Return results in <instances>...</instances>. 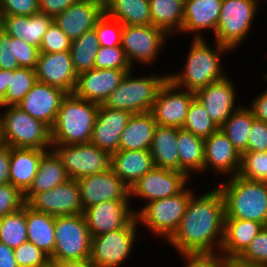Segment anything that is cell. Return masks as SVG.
I'll return each mask as SVG.
<instances>
[{
  "mask_svg": "<svg viewBox=\"0 0 267 267\" xmlns=\"http://www.w3.org/2000/svg\"><path fill=\"white\" fill-rule=\"evenodd\" d=\"M185 0H149L152 25L165 31L169 36L183 28Z\"/></svg>",
  "mask_w": 267,
  "mask_h": 267,
  "instance_id": "d590c367",
  "label": "cell"
},
{
  "mask_svg": "<svg viewBox=\"0 0 267 267\" xmlns=\"http://www.w3.org/2000/svg\"><path fill=\"white\" fill-rule=\"evenodd\" d=\"M18 267H50V257L30 241L14 249Z\"/></svg>",
  "mask_w": 267,
  "mask_h": 267,
  "instance_id": "f6af8a7d",
  "label": "cell"
},
{
  "mask_svg": "<svg viewBox=\"0 0 267 267\" xmlns=\"http://www.w3.org/2000/svg\"><path fill=\"white\" fill-rule=\"evenodd\" d=\"M34 211L54 217L82 214L79 185L77 180L69 179L52 190L35 194L27 203Z\"/></svg>",
  "mask_w": 267,
  "mask_h": 267,
  "instance_id": "9a60e30c",
  "label": "cell"
},
{
  "mask_svg": "<svg viewBox=\"0 0 267 267\" xmlns=\"http://www.w3.org/2000/svg\"><path fill=\"white\" fill-rule=\"evenodd\" d=\"M70 179L105 172L110 169L111 155L91 143L76 145H52Z\"/></svg>",
  "mask_w": 267,
  "mask_h": 267,
  "instance_id": "7c38bea8",
  "label": "cell"
},
{
  "mask_svg": "<svg viewBox=\"0 0 267 267\" xmlns=\"http://www.w3.org/2000/svg\"><path fill=\"white\" fill-rule=\"evenodd\" d=\"M191 180L184 172L153 167L130 187V198H143L146 205L180 193Z\"/></svg>",
  "mask_w": 267,
  "mask_h": 267,
  "instance_id": "4fadbf2b",
  "label": "cell"
},
{
  "mask_svg": "<svg viewBox=\"0 0 267 267\" xmlns=\"http://www.w3.org/2000/svg\"><path fill=\"white\" fill-rule=\"evenodd\" d=\"M67 94L61 88L37 81L17 107L51 129Z\"/></svg>",
  "mask_w": 267,
  "mask_h": 267,
  "instance_id": "44dd1931",
  "label": "cell"
},
{
  "mask_svg": "<svg viewBox=\"0 0 267 267\" xmlns=\"http://www.w3.org/2000/svg\"><path fill=\"white\" fill-rule=\"evenodd\" d=\"M133 69L128 71L119 86L102 104L110 109L126 110L132 114L150 112L156 100L159 88L168 79V73L159 76H133Z\"/></svg>",
  "mask_w": 267,
  "mask_h": 267,
  "instance_id": "8992f818",
  "label": "cell"
},
{
  "mask_svg": "<svg viewBox=\"0 0 267 267\" xmlns=\"http://www.w3.org/2000/svg\"><path fill=\"white\" fill-rule=\"evenodd\" d=\"M11 147L5 144L0 146V185L9 183Z\"/></svg>",
  "mask_w": 267,
  "mask_h": 267,
  "instance_id": "6f0895ef",
  "label": "cell"
},
{
  "mask_svg": "<svg viewBox=\"0 0 267 267\" xmlns=\"http://www.w3.org/2000/svg\"><path fill=\"white\" fill-rule=\"evenodd\" d=\"M195 93L175 86L169 79L159 88L151 113L157 125L182 128Z\"/></svg>",
  "mask_w": 267,
  "mask_h": 267,
  "instance_id": "5bb4252c",
  "label": "cell"
},
{
  "mask_svg": "<svg viewBox=\"0 0 267 267\" xmlns=\"http://www.w3.org/2000/svg\"><path fill=\"white\" fill-rule=\"evenodd\" d=\"M243 261L267 266V226L254 237L239 256Z\"/></svg>",
  "mask_w": 267,
  "mask_h": 267,
  "instance_id": "c3c4849f",
  "label": "cell"
},
{
  "mask_svg": "<svg viewBox=\"0 0 267 267\" xmlns=\"http://www.w3.org/2000/svg\"><path fill=\"white\" fill-rule=\"evenodd\" d=\"M99 104L67 94L51 128L52 145L90 143Z\"/></svg>",
  "mask_w": 267,
  "mask_h": 267,
  "instance_id": "277c9868",
  "label": "cell"
},
{
  "mask_svg": "<svg viewBox=\"0 0 267 267\" xmlns=\"http://www.w3.org/2000/svg\"><path fill=\"white\" fill-rule=\"evenodd\" d=\"M229 77L226 76L195 92V98L205 107L210 118L219 128L241 106V103H235L238 102L237 89L234 81Z\"/></svg>",
  "mask_w": 267,
  "mask_h": 267,
  "instance_id": "ac0fdd59",
  "label": "cell"
},
{
  "mask_svg": "<svg viewBox=\"0 0 267 267\" xmlns=\"http://www.w3.org/2000/svg\"><path fill=\"white\" fill-rule=\"evenodd\" d=\"M24 193L13 184L0 185V218L19 211L24 205Z\"/></svg>",
  "mask_w": 267,
  "mask_h": 267,
  "instance_id": "7dc6e473",
  "label": "cell"
},
{
  "mask_svg": "<svg viewBox=\"0 0 267 267\" xmlns=\"http://www.w3.org/2000/svg\"><path fill=\"white\" fill-rule=\"evenodd\" d=\"M132 69H90L79 73L73 94L87 101L103 104Z\"/></svg>",
  "mask_w": 267,
  "mask_h": 267,
  "instance_id": "ffe728a7",
  "label": "cell"
},
{
  "mask_svg": "<svg viewBox=\"0 0 267 267\" xmlns=\"http://www.w3.org/2000/svg\"><path fill=\"white\" fill-rule=\"evenodd\" d=\"M80 0H39L40 12L55 17Z\"/></svg>",
  "mask_w": 267,
  "mask_h": 267,
  "instance_id": "11a10c76",
  "label": "cell"
},
{
  "mask_svg": "<svg viewBox=\"0 0 267 267\" xmlns=\"http://www.w3.org/2000/svg\"><path fill=\"white\" fill-rule=\"evenodd\" d=\"M225 206L216 186L191 196L184 216L166 242L179 254H220L224 237Z\"/></svg>",
  "mask_w": 267,
  "mask_h": 267,
  "instance_id": "6da1fadb",
  "label": "cell"
},
{
  "mask_svg": "<svg viewBox=\"0 0 267 267\" xmlns=\"http://www.w3.org/2000/svg\"><path fill=\"white\" fill-rule=\"evenodd\" d=\"M219 267H267L241 260L239 257L220 256Z\"/></svg>",
  "mask_w": 267,
  "mask_h": 267,
  "instance_id": "91938a15",
  "label": "cell"
},
{
  "mask_svg": "<svg viewBox=\"0 0 267 267\" xmlns=\"http://www.w3.org/2000/svg\"><path fill=\"white\" fill-rule=\"evenodd\" d=\"M169 35L153 25H123L121 46L131 67L154 65Z\"/></svg>",
  "mask_w": 267,
  "mask_h": 267,
  "instance_id": "8fae6325",
  "label": "cell"
},
{
  "mask_svg": "<svg viewBox=\"0 0 267 267\" xmlns=\"http://www.w3.org/2000/svg\"><path fill=\"white\" fill-rule=\"evenodd\" d=\"M194 193V189L185 187L174 196L149 202L134 210L139 225H145L152 235L167 242L176 232Z\"/></svg>",
  "mask_w": 267,
  "mask_h": 267,
  "instance_id": "52a82bcc",
  "label": "cell"
},
{
  "mask_svg": "<svg viewBox=\"0 0 267 267\" xmlns=\"http://www.w3.org/2000/svg\"><path fill=\"white\" fill-rule=\"evenodd\" d=\"M94 30L100 47L119 46L122 43L123 24L105 13L96 21Z\"/></svg>",
  "mask_w": 267,
  "mask_h": 267,
  "instance_id": "7bdbcfd3",
  "label": "cell"
},
{
  "mask_svg": "<svg viewBox=\"0 0 267 267\" xmlns=\"http://www.w3.org/2000/svg\"><path fill=\"white\" fill-rule=\"evenodd\" d=\"M69 179L62 160L56 152L53 149L47 151L42 156L38 172L32 185L24 193L25 203H27L35 194L52 190L54 187L59 186Z\"/></svg>",
  "mask_w": 267,
  "mask_h": 267,
  "instance_id": "4dcf8cb0",
  "label": "cell"
},
{
  "mask_svg": "<svg viewBox=\"0 0 267 267\" xmlns=\"http://www.w3.org/2000/svg\"><path fill=\"white\" fill-rule=\"evenodd\" d=\"M157 123L151 112L132 114L119 141V150H150Z\"/></svg>",
  "mask_w": 267,
  "mask_h": 267,
  "instance_id": "f546056e",
  "label": "cell"
},
{
  "mask_svg": "<svg viewBox=\"0 0 267 267\" xmlns=\"http://www.w3.org/2000/svg\"><path fill=\"white\" fill-rule=\"evenodd\" d=\"M182 129L205 139L217 131L219 127L210 118L205 107L194 98L189 105L187 118Z\"/></svg>",
  "mask_w": 267,
  "mask_h": 267,
  "instance_id": "60d3db41",
  "label": "cell"
},
{
  "mask_svg": "<svg viewBox=\"0 0 267 267\" xmlns=\"http://www.w3.org/2000/svg\"><path fill=\"white\" fill-rule=\"evenodd\" d=\"M262 0H223L215 41L231 51L249 39L253 21Z\"/></svg>",
  "mask_w": 267,
  "mask_h": 267,
  "instance_id": "ba28073f",
  "label": "cell"
},
{
  "mask_svg": "<svg viewBox=\"0 0 267 267\" xmlns=\"http://www.w3.org/2000/svg\"><path fill=\"white\" fill-rule=\"evenodd\" d=\"M0 108V111L3 109L0 113L3 144L15 148L52 149L51 129L45 123L17 106Z\"/></svg>",
  "mask_w": 267,
  "mask_h": 267,
  "instance_id": "5b68a950",
  "label": "cell"
},
{
  "mask_svg": "<svg viewBox=\"0 0 267 267\" xmlns=\"http://www.w3.org/2000/svg\"><path fill=\"white\" fill-rule=\"evenodd\" d=\"M204 150V172L212 169L213 173L218 176L238 175L241 154L220 128L204 139Z\"/></svg>",
  "mask_w": 267,
  "mask_h": 267,
  "instance_id": "7402d4cb",
  "label": "cell"
},
{
  "mask_svg": "<svg viewBox=\"0 0 267 267\" xmlns=\"http://www.w3.org/2000/svg\"><path fill=\"white\" fill-rule=\"evenodd\" d=\"M104 13V0H80L53 18V21L71 40L94 29Z\"/></svg>",
  "mask_w": 267,
  "mask_h": 267,
  "instance_id": "603a6c76",
  "label": "cell"
},
{
  "mask_svg": "<svg viewBox=\"0 0 267 267\" xmlns=\"http://www.w3.org/2000/svg\"><path fill=\"white\" fill-rule=\"evenodd\" d=\"M3 31L15 38H22L28 44L40 47L43 36L53 22V17L42 12L31 16L1 15Z\"/></svg>",
  "mask_w": 267,
  "mask_h": 267,
  "instance_id": "484cf974",
  "label": "cell"
},
{
  "mask_svg": "<svg viewBox=\"0 0 267 267\" xmlns=\"http://www.w3.org/2000/svg\"><path fill=\"white\" fill-rule=\"evenodd\" d=\"M153 167L150 150H118L111 154V170L129 188Z\"/></svg>",
  "mask_w": 267,
  "mask_h": 267,
  "instance_id": "4316f807",
  "label": "cell"
},
{
  "mask_svg": "<svg viewBox=\"0 0 267 267\" xmlns=\"http://www.w3.org/2000/svg\"><path fill=\"white\" fill-rule=\"evenodd\" d=\"M51 267H98L89 259L86 260H50Z\"/></svg>",
  "mask_w": 267,
  "mask_h": 267,
  "instance_id": "94428289",
  "label": "cell"
},
{
  "mask_svg": "<svg viewBox=\"0 0 267 267\" xmlns=\"http://www.w3.org/2000/svg\"><path fill=\"white\" fill-rule=\"evenodd\" d=\"M104 13L123 25H152L149 0H104Z\"/></svg>",
  "mask_w": 267,
  "mask_h": 267,
  "instance_id": "e575fe53",
  "label": "cell"
},
{
  "mask_svg": "<svg viewBox=\"0 0 267 267\" xmlns=\"http://www.w3.org/2000/svg\"><path fill=\"white\" fill-rule=\"evenodd\" d=\"M10 43L11 36L2 31L0 34V69L15 70L19 68Z\"/></svg>",
  "mask_w": 267,
  "mask_h": 267,
  "instance_id": "f5cc1de1",
  "label": "cell"
},
{
  "mask_svg": "<svg viewBox=\"0 0 267 267\" xmlns=\"http://www.w3.org/2000/svg\"><path fill=\"white\" fill-rule=\"evenodd\" d=\"M37 82L36 72L30 68L19 67L9 70V86L0 107L17 106Z\"/></svg>",
  "mask_w": 267,
  "mask_h": 267,
  "instance_id": "f35d334b",
  "label": "cell"
},
{
  "mask_svg": "<svg viewBox=\"0 0 267 267\" xmlns=\"http://www.w3.org/2000/svg\"><path fill=\"white\" fill-rule=\"evenodd\" d=\"M249 104L248 107L252 110L254 117L267 123V89Z\"/></svg>",
  "mask_w": 267,
  "mask_h": 267,
  "instance_id": "9f6ffc18",
  "label": "cell"
},
{
  "mask_svg": "<svg viewBox=\"0 0 267 267\" xmlns=\"http://www.w3.org/2000/svg\"><path fill=\"white\" fill-rule=\"evenodd\" d=\"M254 118L252 110L248 106L242 105L220 127L221 131L228 137L240 154L247 151Z\"/></svg>",
  "mask_w": 267,
  "mask_h": 267,
  "instance_id": "8d00e7d4",
  "label": "cell"
},
{
  "mask_svg": "<svg viewBox=\"0 0 267 267\" xmlns=\"http://www.w3.org/2000/svg\"><path fill=\"white\" fill-rule=\"evenodd\" d=\"M135 216L124 228L92 237L90 260L98 267H119L130 257L138 236Z\"/></svg>",
  "mask_w": 267,
  "mask_h": 267,
  "instance_id": "30bf717a",
  "label": "cell"
},
{
  "mask_svg": "<svg viewBox=\"0 0 267 267\" xmlns=\"http://www.w3.org/2000/svg\"><path fill=\"white\" fill-rule=\"evenodd\" d=\"M55 248L50 260H86L92 236L84 214L55 217Z\"/></svg>",
  "mask_w": 267,
  "mask_h": 267,
  "instance_id": "9c48e42d",
  "label": "cell"
},
{
  "mask_svg": "<svg viewBox=\"0 0 267 267\" xmlns=\"http://www.w3.org/2000/svg\"><path fill=\"white\" fill-rule=\"evenodd\" d=\"M9 86V70L0 69V101L5 97Z\"/></svg>",
  "mask_w": 267,
  "mask_h": 267,
  "instance_id": "6125c7cd",
  "label": "cell"
},
{
  "mask_svg": "<svg viewBox=\"0 0 267 267\" xmlns=\"http://www.w3.org/2000/svg\"><path fill=\"white\" fill-rule=\"evenodd\" d=\"M27 241L45 252L50 258L55 248V217L34 211L26 204Z\"/></svg>",
  "mask_w": 267,
  "mask_h": 267,
  "instance_id": "836d02e7",
  "label": "cell"
},
{
  "mask_svg": "<svg viewBox=\"0 0 267 267\" xmlns=\"http://www.w3.org/2000/svg\"><path fill=\"white\" fill-rule=\"evenodd\" d=\"M3 31V24H2V18L0 16V34L2 33Z\"/></svg>",
  "mask_w": 267,
  "mask_h": 267,
  "instance_id": "be15d7a7",
  "label": "cell"
},
{
  "mask_svg": "<svg viewBox=\"0 0 267 267\" xmlns=\"http://www.w3.org/2000/svg\"><path fill=\"white\" fill-rule=\"evenodd\" d=\"M27 241L26 204L0 218V242L15 249Z\"/></svg>",
  "mask_w": 267,
  "mask_h": 267,
  "instance_id": "ab89813d",
  "label": "cell"
},
{
  "mask_svg": "<svg viewBox=\"0 0 267 267\" xmlns=\"http://www.w3.org/2000/svg\"><path fill=\"white\" fill-rule=\"evenodd\" d=\"M238 175L242 178L267 182V152H248L241 154Z\"/></svg>",
  "mask_w": 267,
  "mask_h": 267,
  "instance_id": "b9f144b4",
  "label": "cell"
},
{
  "mask_svg": "<svg viewBox=\"0 0 267 267\" xmlns=\"http://www.w3.org/2000/svg\"><path fill=\"white\" fill-rule=\"evenodd\" d=\"M82 208L111 200H133L130 188L111 170L77 180Z\"/></svg>",
  "mask_w": 267,
  "mask_h": 267,
  "instance_id": "2e32d148",
  "label": "cell"
},
{
  "mask_svg": "<svg viewBox=\"0 0 267 267\" xmlns=\"http://www.w3.org/2000/svg\"><path fill=\"white\" fill-rule=\"evenodd\" d=\"M178 128L157 125L150 148L154 167L179 171Z\"/></svg>",
  "mask_w": 267,
  "mask_h": 267,
  "instance_id": "d6a6232c",
  "label": "cell"
},
{
  "mask_svg": "<svg viewBox=\"0 0 267 267\" xmlns=\"http://www.w3.org/2000/svg\"><path fill=\"white\" fill-rule=\"evenodd\" d=\"M132 113L99 105L90 143L110 155L119 150L120 136Z\"/></svg>",
  "mask_w": 267,
  "mask_h": 267,
  "instance_id": "cb8c5ba5",
  "label": "cell"
},
{
  "mask_svg": "<svg viewBox=\"0 0 267 267\" xmlns=\"http://www.w3.org/2000/svg\"><path fill=\"white\" fill-rule=\"evenodd\" d=\"M248 152H267V123L254 118L248 139Z\"/></svg>",
  "mask_w": 267,
  "mask_h": 267,
  "instance_id": "816d5d0a",
  "label": "cell"
},
{
  "mask_svg": "<svg viewBox=\"0 0 267 267\" xmlns=\"http://www.w3.org/2000/svg\"><path fill=\"white\" fill-rule=\"evenodd\" d=\"M130 201L111 200L86 208L83 214L91 236L124 228L136 216Z\"/></svg>",
  "mask_w": 267,
  "mask_h": 267,
  "instance_id": "e0dca14e",
  "label": "cell"
},
{
  "mask_svg": "<svg viewBox=\"0 0 267 267\" xmlns=\"http://www.w3.org/2000/svg\"><path fill=\"white\" fill-rule=\"evenodd\" d=\"M99 47V40L94 29L71 41L70 53L77 74L94 68Z\"/></svg>",
  "mask_w": 267,
  "mask_h": 267,
  "instance_id": "74e56055",
  "label": "cell"
},
{
  "mask_svg": "<svg viewBox=\"0 0 267 267\" xmlns=\"http://www.w3.org/2000/svg\"><path fill=\"white\" fill-rule=\"evenodd\" d=\"M3 144L2 136H1V121H0V146Z\"/></svg>",
  "mask_w": 267,
  "mask_h": 267,
  "instance_id": "e7e4bbea",
  "label": "cell"
},
{
  "mask_svg": "<svg viewBox=\"0 0 267 267\" xmlns=\"http://www.w3.org/2000/svg\"><path fill=\"white\" fill-rule=\"evenodd\" d=\"M71 40L53 21L43 36L42 43L39 47L40 52L57 53L70 51Z\"/></svg>",
  "mask_w": 267,
  "mask_h": 267,
  "instance_id": "bcb514c9",
  "label": "cell"
},
{
  "mask_svg": "<svg viewBox=\"0 0 267 267\" xmlns=\"http://www.w3.org/2000/svg\"><path fill=\"white\" fill-rule=\"evenodd\" d=\"M39 11V0H0V16H31Z\"/></svg>",
  "mask_w": 267,
  "mask_h": 267,
  "instance_id": "f907efd6",
  "label": "cell"
},
{
  "mask_svg": "<svg viewBox=\"0 0 267 267\" xmlns=\"http://www.w3.org/2000/svg\"><path fill=\"white\" fill-rule=\"evenodd\" d=\"M45 150L11 147L9 180L22 193L32 185Z\"/></svg>",
  "mask_w": 267,
  "mask_h": 267,
  "instance_id": "83f0119b",
  "label": "cell"
},
{
  "mask_svg": "<svg viewBox=\"0 0 267 267\" xmlns=\"http://www.w3.org/2000/svg\"><path fill=\"white\" fill-rule=\"evenodd\" d=\"M95 69H133L121 45L99 47L94 63Z\"/></svg>",
  "mask_w": 267,
  "mask_h": 267,
  "instance_id": "ee69618b",
  "label": "cell"
},
{
  "mask_svg": "<svg viewBox=\"0 0 267 267\" xmlns=\"http://www.w3.org/2000/svg\"><path fill=\"white\" fill-rule=\"evenodd\" d=\"M177 146L179 152V172H184L190 179L193 175L199 174L198 176H200L203 174L205 157L204 139L182 128H178Z\"/></svg>",
  "mask_w": 267,
  "mask_h": 267,
  "instance_id": "1f68e13d",
  "label": "cell"
},
{
  "mask_svg": "<svg viewBox=\"0 0 267 267\" xmlns=\"http://www.w3.org/2000/svg\"><path fill=\"white\" fill-rule=\"evenodd\" d=\"M35 72L37 81L73 94L78 74L74 68L70 51L40 52Z\"/></svg>",
  "mask_w": 267,
  "mask_h": 267,
  "instance_id": "d6986e66",
  "label": "cell"
},
{
  "mask_svg": "<svg viewBox=\"0 0 267 267\" xmlns=\"http://www.w3.org/2000/svg\"><path fill=\"white\" fill-rule=\"evenodd\" d=\"M205 40L207 39H192L189 53L186 55L185 67L180 70L181 72L168 73V79L175 86L195 93L227 76L223 71L225 69L220 57L231 50L216 41L214 50Z\"/></svg>",
  "mask_w": 267,
  "mask_h": 267,
  "instance_id": "7a4b0ae2",
  "label": "cell"
},
{
  "mask_svg": "<svg viewBox=\"0 0 267 267\" xmlns=\"http://www.w3.org/2000/svg\"><path fill=\"white\" fill-rule=\"evenodd\" d=\"M13 55L16 57L19 67L35 70L39 58V48L28 44L22 38L11 37Z\"/></svg>",
  "mask_w": 267,
  "mask_h": 267,
  "instance_id": "681fc988",
  "label": "cell"
},
{
  "mask_svg": "<svg viewBox=\"0 0 267 267\" xmlns=\"http://www.w3.org/2000/svg\"><path fill=\"white\" fill-rule=\"evenodd\" d=\"M264 225L235 218H225L224 237L220 256L239 257Z\"/></svg>",
  "mask_w": 267,
  "mask_h": 267,
  "instance_id": "f1b7e54d",
  "label": "cell"
},
{
  "mask_svg": "<svg viewBox=\"0 0 267 267\" xmlns=\"http://www.w3.org/2000/svg\"><path fill=\"white\" fill-rule=\"evenodd\" d=\"M225 206V218L251 220L267 226V182L228 177L219 183Z\"/></svg>",
  "mask_w": 267,
  "mask_h": 267,
  "instance_id": "3957f363",
  "label": "cell"
},
{
  "mask_svg": "<svg viewBox=\"0 0 267 267\" xmlns=\"http://www.w3.org/2000/svg\"><path fill=\"white\" fill-rule=\"evenodd\" d=\"M0 267H18L14 249L0 242Z\"/></svg>",
  "mask_w": 267,
  "mask_h": 267,
  "instance_id": "680465c9",
  "label": "cell"
},
{
  "mask_svg": "<svg viewBox=\"0 0 267 267\" xmlns=\"http://www.w3.org/2000/svg\"><path fill=\"white\" fill-rule=\"evenodd\" d=\"M223 0H185L181 33H191L192 39H204L205 31L217 29ZM204 31V32H202Z\"/></svg>",
  "mask_w": 267,
  "mask_h": 267,
  "instance_id": "d4e9b609",
  "label": "cell"
},
{
  "mask_svg": "<svg viewBox=\"0 0 267 267\" xmlns=\"http://www.w3.org/2000/svg\"><path fill=\"white\" fill-rule=\"evenodd\" d=\"M184 267H219V254H180Z\"/></svg>",
  "mask_w": 267,
  "mask_h": 267,
  "instance_id": "db71d44e",
  "label": "cell"
}]
</instances>
